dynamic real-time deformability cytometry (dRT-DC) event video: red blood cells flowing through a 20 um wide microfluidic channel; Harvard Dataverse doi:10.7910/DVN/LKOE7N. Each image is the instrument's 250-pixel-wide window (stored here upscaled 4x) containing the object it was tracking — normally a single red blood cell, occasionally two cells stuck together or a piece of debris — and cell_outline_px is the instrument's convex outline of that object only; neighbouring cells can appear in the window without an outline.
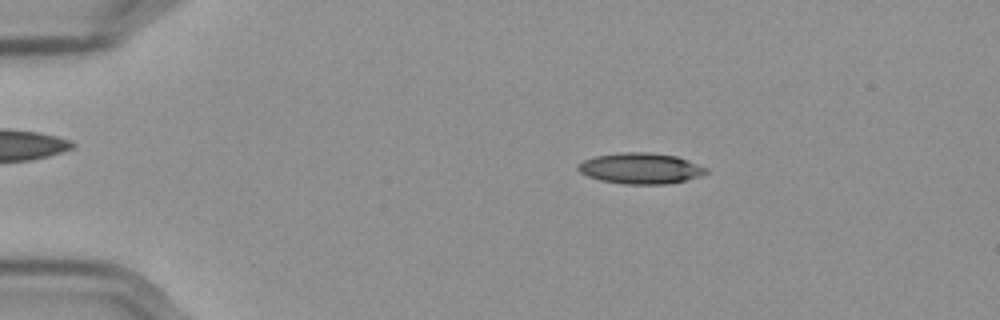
{"species": "Egyptian fruit bat (a non-hibernating species)", "species_latin": "Rousettus aegyptiacus", "temperature_condition": "cold", "stored_images_in_passage": 56, "camera_frame_rate_fps": 3000, "um_per_image_px": 0.085, "frame": {"image": 1, "passage_image": 10, "time_ms": 3.0, "image_size_px": [1000, 320], "cell_outline_px": [[708, 172], [700, 176], [684, 180], [664, 184], [624, 184], [600, 180], [588, 176], [580, 172], [576, 168], [584, 160], [596, 156], [620, 152], [648, 152], [676, 156], [688, 160], [708, 168]], "centroid_in_image_um": [54.45, 14.31], "position_along_channel_um": 30.5, "area_um2": 22.89}}
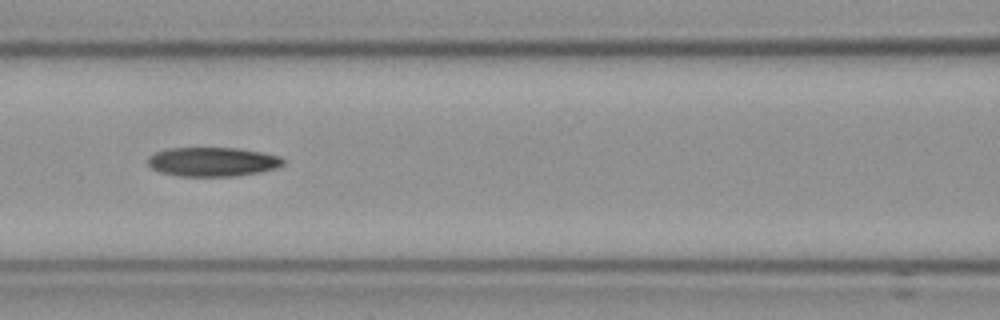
{"frame": {"image": 2, "passage_image": 25, "time_ms": 8.0, "image_size_px": [1000, 320], "cell_outline_px": [[284, 164], [276, 168], [260, 172], [236, 176], [180, 176], [160, 172], [152, 168], [148, 164], [148, 156], [156, 152], [168, 148], [240, 148], [264, 152], [280, 156], [284, 160]], "centroid_in_image_um": [18.09, 13.75], "position_along_channel_um": 148.5, "area_um2": 23.12}}
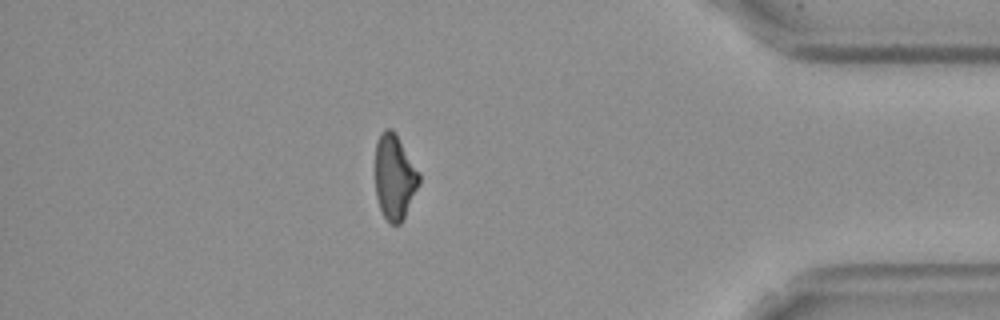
{"frame": {"image": 3, "passage_image": 49, "time_ms": 16.0, "image_size_px": [1000, 320], "cell_outline_px": [[420, 184], [400, 224], [392, 224], [384, 216], [380, 208], [376, 196], [376, 144], [380, 132], [384, 128], [392, 128], [420, 172]], "centroid_in_image_um": [33.54, 15.02], "position_along_channel_um": 401.7, "area_um2": 21.62}, "authors_computed_cell_mechanics": {"area_um2": 22.5709, "velocity_mm_per_s": 3.5972, "shape_relaxation_time_tau1_ms": null, "shape_relaxation_time_tau2_ms": 8.0151, "deformation_change_tau1": null, "deformation_change_tau2": 0.1857}}